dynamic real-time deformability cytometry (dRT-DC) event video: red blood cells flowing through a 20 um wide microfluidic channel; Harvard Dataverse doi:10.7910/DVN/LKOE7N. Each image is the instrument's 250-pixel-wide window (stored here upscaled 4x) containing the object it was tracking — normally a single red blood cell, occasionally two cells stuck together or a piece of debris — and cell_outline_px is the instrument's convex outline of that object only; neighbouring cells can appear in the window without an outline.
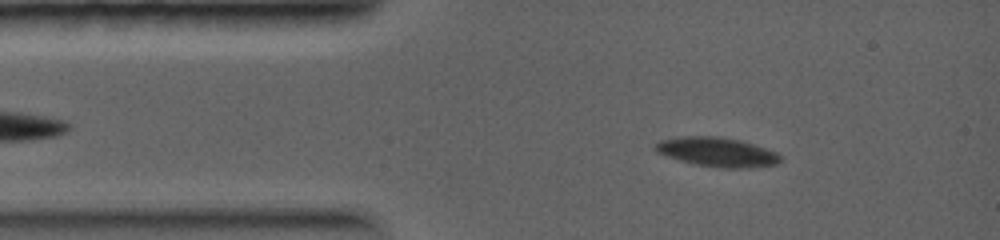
{"species": "common noctule bat (a hibernating species)", "species_latin": "Nyctalus noctula", "temperature_condition": "warm", "stored_images_in_passage": 22, "camera_frame_rate_fps": 5000, "um_per_image_px": 0.085, "animal": {"sex": "female", "body_mass_g": 19.0, "forearm_length_mm": 56.7}, "frame": {"image": 1, "passage_image": 3, "time_ms": 1.0, "image_size_px": [1000, 240], "cell_outline_px": [[780, 160], [776, 164], [748, 168], [720, 168], [696, 164], [680, 160], [656, 152], [652, 148], [660, 140], [680, 136], [720, 136], [740, 140], [776, 152], [780, 156]], "centroid_in_image_um": [60.92, 12.91], "position_along_channel_um": 24.1, "area_um2": 21.21}}
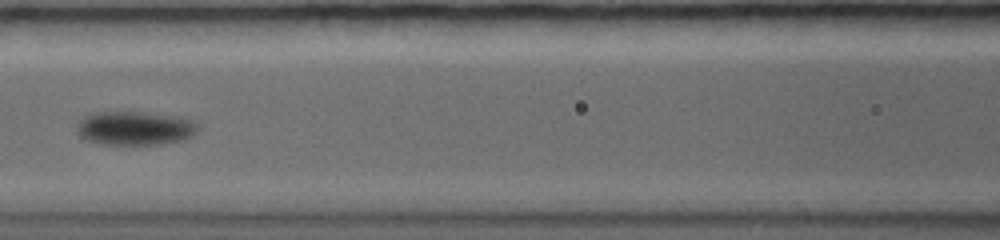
{"frame": {"image": 2, "passage_image": 10, "time_ms": 4.2, "image_size_px": [1000, 240], "cell_outline_px": [[196, 132], [192, 136], [184, 140], [160, 144], [100, 144], [84, 140], [80, 136], [76, 128], [80, 116], [92, 112], [140, 112], [180, 116], [192, 120], [196, 124]], "centroid_in_image_um": [11.41, 10.89], "position_along_channel_um": 155.2, "area_um2": 24.16}}
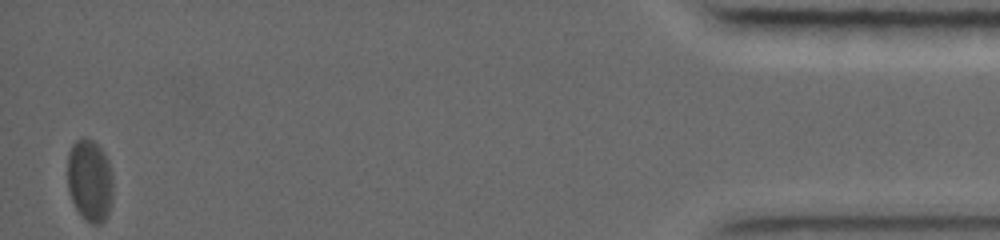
{"frame": {"image": 3, "passage_image": 22, "time_ms": 11.8, "image_size_px": [1000, 240], "cell_outline_px": [[112, 204], [104, 220], [100, 224], [92, 224], [76, 208], [68, 192], [68, 152], [72, 144], [80, 136], [84, 136], [92, 140], [104, 152], [108, 160], [112, 176]], "centroid_in_image_um": [7.63, 15.29], "position_along_channel_um": 427.6, "area_um2": 21.85}}